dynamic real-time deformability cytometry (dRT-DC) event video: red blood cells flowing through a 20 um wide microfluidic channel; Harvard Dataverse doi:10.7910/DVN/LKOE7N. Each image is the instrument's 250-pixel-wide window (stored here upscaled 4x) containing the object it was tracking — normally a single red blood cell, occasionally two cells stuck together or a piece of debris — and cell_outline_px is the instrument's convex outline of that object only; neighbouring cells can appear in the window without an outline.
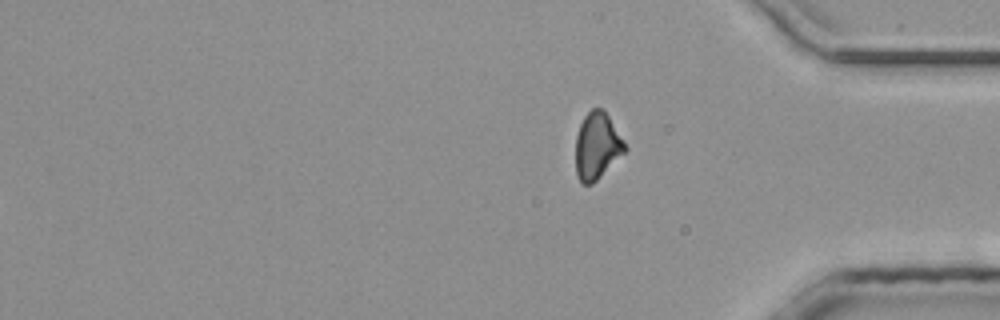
{"species": "common noctule bat (a hibernating species)", "species_latin": "Nyctalus noctula", "temperature_condition": "room temperature", "stored_images_in_passage": 44, "segment_of_instrument_passage": [2, 2], "camera_frame_rate_fps": 3000, "um_per_image_px": 0.085, "animal": {"sex": "male", "body_mass_g": 20.4}, "frame": {"image": 1, "passage_image": 44, "time_ms": 14.333, "image_size_px": [1000, 320], "cell_outline_px": [[628, 148], [592, 184], [580, 184], [576, 176], [576, 136], [580, 124], [584, 116], [592, 108], [604, 108], [624, 140]], "centroid_in_image_um": [50.74, 12.38], "position_along_channel_um": 384.5, "area_um2": 19.19}}